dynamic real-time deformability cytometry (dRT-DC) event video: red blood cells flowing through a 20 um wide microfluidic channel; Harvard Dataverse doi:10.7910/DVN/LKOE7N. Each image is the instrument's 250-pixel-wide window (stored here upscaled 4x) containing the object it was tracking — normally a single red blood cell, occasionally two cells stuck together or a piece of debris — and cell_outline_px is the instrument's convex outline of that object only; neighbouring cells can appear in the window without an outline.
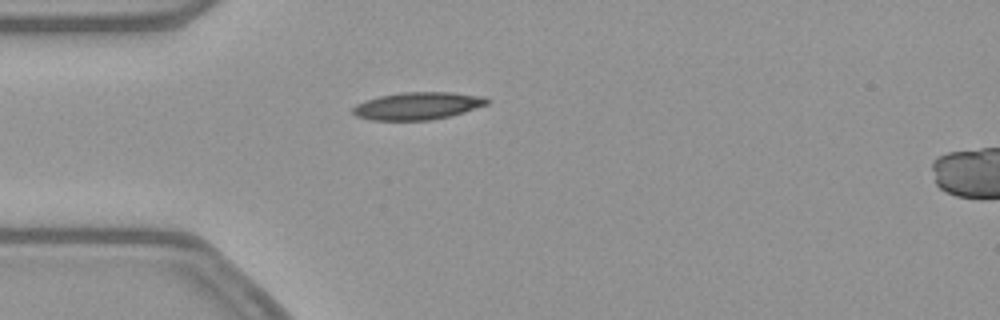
{"species": "common noctule bat (a hibernating species)", "species_latin": "Nyctalus noctula", "temperature_condition": "warm", "stored_images_in_passage": 41, "camera_frame_rate_fps": 3000, "um_per_image_px": 0.085, "animal": {"sex": "female", "body_mass_g": 21.9}, "frame": {"image": 1, "passage_image": 3, "time_ms": 0.667, "image_size_px": [1000, 320], "cell_outline_px": [[492, 100], [488, 104], [464, 112], [432, 120], [372, 120], [356, 116], [352, 112], [352, 108], [356, 104], [364, 100], [380, 96], [404, 92], [452, 92], [484, 96]], "centroid_in_image_um": [35.52, 8.99], "position_along_channel_um": 49.5, "area_um2": 21.56}}
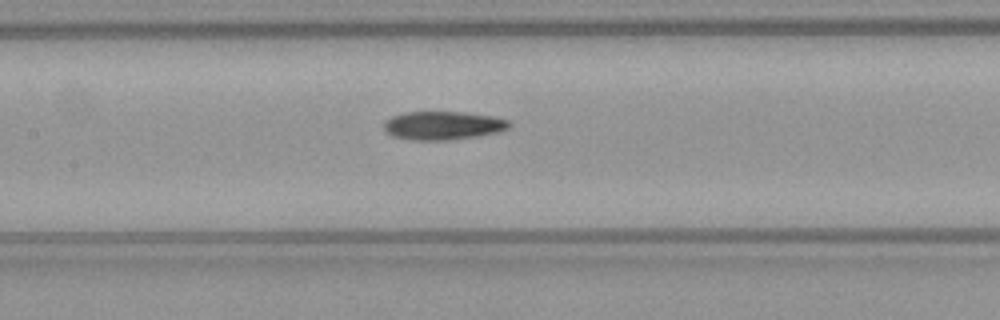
{"frame": {"image": 2, "passage_image": 13, "time_ms": 4.0, "image_size_px": [1000, 320], "cell_outline_px": [[512, 124], [508, 128], [500, 132], [480, 136], [448, 140], [412, 140], [392, 136], [384, 132], [384, 120], [392, 116], [404, 112], [464, 112], [492, 116], [508, 120]], "centroid_in_image_um": [37.64, 10.67], "position_along_channel_um": 169.8, "area_um2": 21.04}}
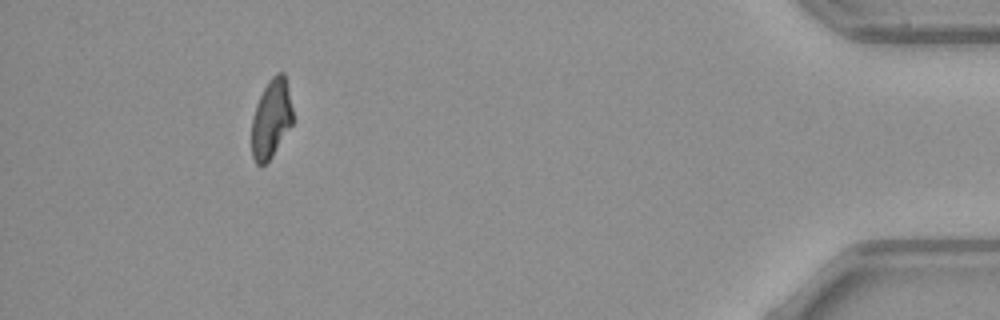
{"frame": {"image": 3, "passage_image": 37, "time_ms": 12.0, "image_size_px": [1000, 320], "cell_outline_px": [[292, 124], [272, 156], [264, 164], [256, 164], [252, 156], [252, 120], [256, 104], [264, 88], [272, 76], [276, 72], [284, 72], [292, 108]], "centroid_in_image_um": [23.04, 10.08], "position_along_channel_um": 412.2, "area_um2": 18.55}, "authors_computed_cell_mechanics": {"area_um2": 20.6346, "velocity_mm_per_s": 3.8744, "shape_relaxation_time_tau1_ms": null, "shape_relaxation_time_tau2_ms": 2.653, "deformation_change_tau1": null, "deformation_change_tau2": 0.0942}}